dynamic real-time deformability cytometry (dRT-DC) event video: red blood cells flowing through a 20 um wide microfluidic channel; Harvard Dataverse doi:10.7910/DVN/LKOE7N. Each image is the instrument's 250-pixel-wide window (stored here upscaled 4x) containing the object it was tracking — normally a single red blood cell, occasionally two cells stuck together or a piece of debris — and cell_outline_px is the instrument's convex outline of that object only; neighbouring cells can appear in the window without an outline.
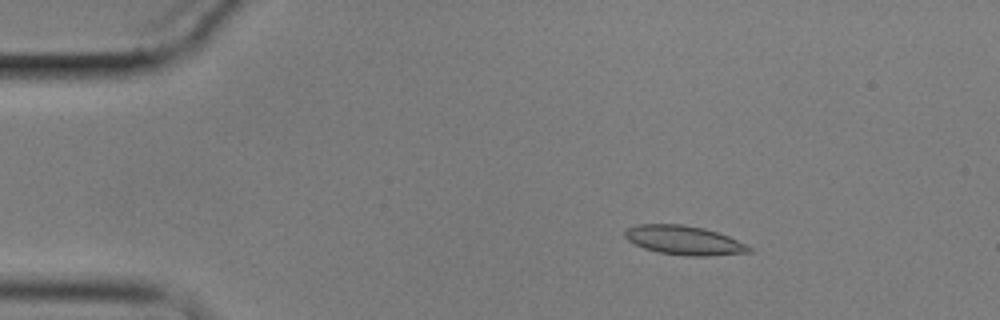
{"species": "common noctule bat (a hibernating species)", "species_latin": "Nyctalus noctula", "temperature_condition": "cold", "stored_images_in_passage": 4, "camera_frame_rate_fps": 3000, "um_per_image_px": 0.085, "animal": {"sex": "male", "body_mass_g": 17.9}, "frame": {"image": 1, "passage_image": 2, "time_ms": 1.0, "image_size_px": [1000, 320], "cell_outline_px": [[752, 252], [708, 256], [684, 256], [660, 252], [644, 248], [628, 240], [624, 236], [624, 232], [628, 228], [636, 224], [680, 224], [704, 228], [728, 236], [752, 248]], "centroid_in_image_um": [58.13, 20.42], "position_along_channel_um": 26.9, "area_um2": 20.87}}